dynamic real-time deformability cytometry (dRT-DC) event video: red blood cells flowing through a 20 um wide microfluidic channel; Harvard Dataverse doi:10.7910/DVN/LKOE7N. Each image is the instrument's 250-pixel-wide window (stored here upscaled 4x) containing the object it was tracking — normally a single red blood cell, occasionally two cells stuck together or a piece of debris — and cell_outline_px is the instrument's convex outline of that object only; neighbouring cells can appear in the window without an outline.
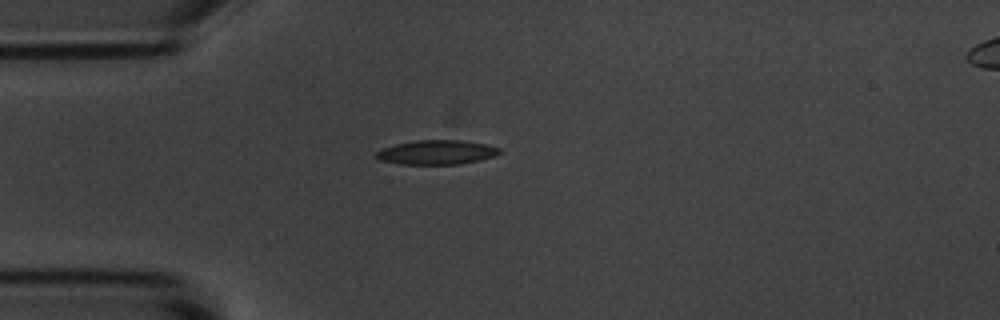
{"species": "common noctule bat (a hibernating species)", "species_latin": "Nyctalus noctula", "temperature_condition": "room temperature", "stored_images_in_passage": 2, "camera_frame_rate_fps": 3000, "um_per_image_px": 0.085, "animal": {"sex": "male", "body_mass_g": 20.1, "forearm_length_mm": 53.5}, "frame": {"image": 1, "passage_image": 2, "time_ms": 1.0, "image_size_px": [1000, 320], "cell_outline_px": [[500, 152], [492, 156], [480, 160], [460, 164], [400, 164], [380, 160], [376, 156], [376, 152], [384, 148], [396, 144], [416, 140], [460, 140], [484, 144], [500, 148]], "centroid_in_image_um": [37.1, 12.95], "position_along_channel_um": 47.9, "area_um2": 17.22}}